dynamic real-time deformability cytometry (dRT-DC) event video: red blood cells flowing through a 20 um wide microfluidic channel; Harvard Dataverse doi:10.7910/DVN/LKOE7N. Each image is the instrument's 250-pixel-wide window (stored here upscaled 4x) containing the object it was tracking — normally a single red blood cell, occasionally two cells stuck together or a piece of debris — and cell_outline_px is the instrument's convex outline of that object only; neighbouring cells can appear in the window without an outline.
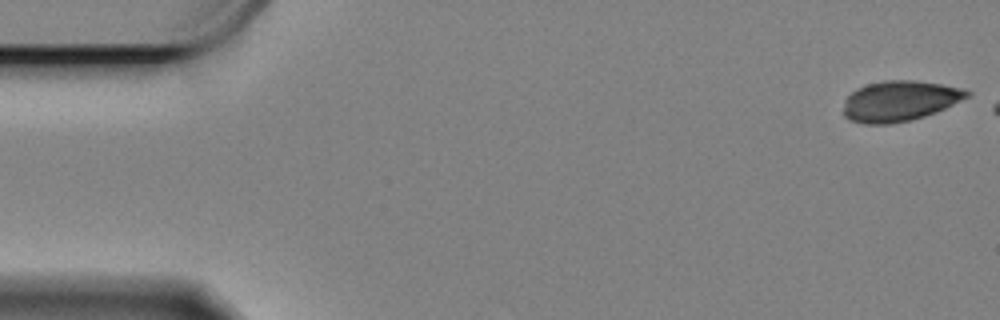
{"species": "Egyptian fruit bat (a non-hibernating species)", "species_latin": "Rousettus aegyptiacus", "temperature_condition": "cold", "stored_images_in_passage": 14, "camera_frame_rate_fps": 3000, "um_per_image_px": 0.085, "animal": {"sex": "female"}, "frame": {"image": 1, "passage_image": 1, "time_ms": 0.0, "image_size_px": [1000, 320], "cell_outline_px": [[972, 92], [968, 96], [936, 112], [912, 120], [888, 124], [864, 124], [848, 120], [844, 116], [844, 108], [848, 96], [856, 88], [868, 84], [884, 80], [916, 80], [940, 84], [960, 88]], "centroid_in_image_um": [76.44, 8.59], "position_along_channel_um": 8.6, "area_um2": 28.9}}